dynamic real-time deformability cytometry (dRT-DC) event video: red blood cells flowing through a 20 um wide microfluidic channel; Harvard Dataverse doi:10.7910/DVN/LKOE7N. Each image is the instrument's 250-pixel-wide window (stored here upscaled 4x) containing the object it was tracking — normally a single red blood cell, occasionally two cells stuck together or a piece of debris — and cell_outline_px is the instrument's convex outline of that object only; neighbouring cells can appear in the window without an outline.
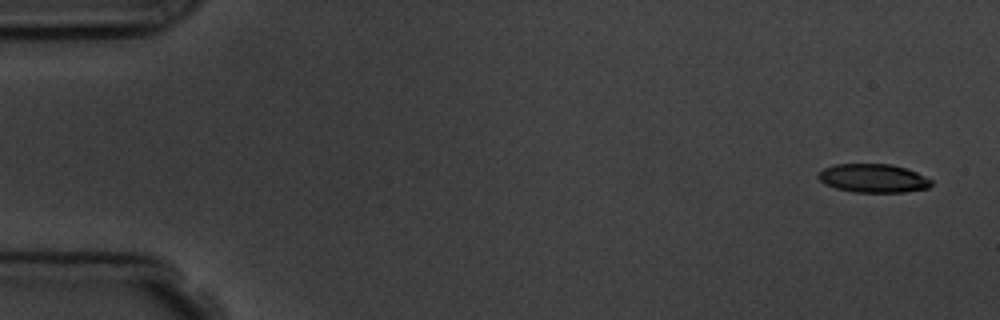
{"species": "common noctule bat (a hibernating species)", "species_latin": "Nyctalus noctula", "temperature_condition": "room temperature", "stored_images_in_passage": 4, "camera_frame_rate_fps": 3000, "um_per_image_px": 0.085, "animal": {"sex": "male", "body_mass_g": 19.5, "forearm_length_mm": 54.6}, "frame": {"image": 1, "passage_image": 1, "time_ms": 0.0, "image_size_px": [1000, 320], "cell_outline_px": [[932, 184], [928, 188], [904, 192], [856, 192], [836, 188], [824, 184], [816, 176], [824, 168], [836, 164], [892, 164], [916, 172], [932, 180]], "centroid_in_image_um": [74.21, 15.15], "position_along_channel_um": 10.8, "area_um2": 18.73}}